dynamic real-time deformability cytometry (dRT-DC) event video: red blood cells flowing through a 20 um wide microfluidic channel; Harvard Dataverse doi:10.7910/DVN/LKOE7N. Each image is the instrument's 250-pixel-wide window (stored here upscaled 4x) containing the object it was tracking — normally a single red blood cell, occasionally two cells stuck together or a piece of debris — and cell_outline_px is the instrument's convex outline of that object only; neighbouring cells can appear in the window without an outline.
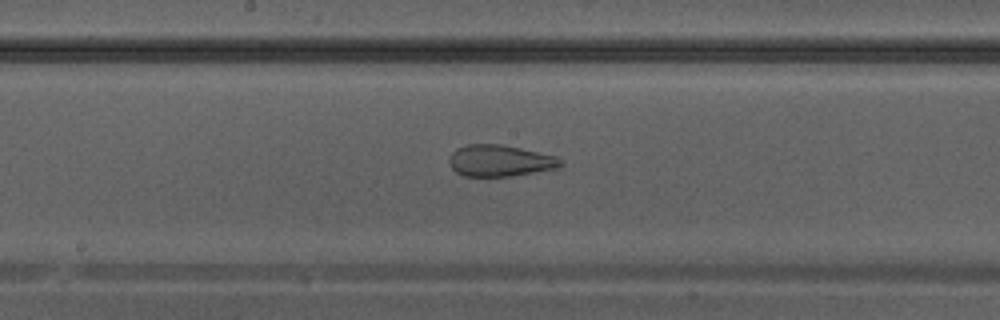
{"species": "Egyptian fruit bat (a non-hibernating species)", "species_latin": "Rousettus aegyptiacus", "temperature_condition": "warm", "stored_images_in_passage": 19, "camera_frame_rate_fps": 3000, "um_per_image_px": 0.085, "animal": {"sex": "male"}, "frame": {"image": 1, "passage_image": 10, "time_ms": 3.0, "image_size_px": [1000, 320], "cell_outline_px": [[564, 164], [560, 168], [508, 176], [464, 176], [456, 172], [452, 168], [448, 160], [448, 156], [456, 148], [468, 144], [500, 144], [520, 148], [556, 156]], "centroid_in_image_um": [42.47, 13.65], "position_along_channel_um": 205.7, "area_um2": 20.46}}
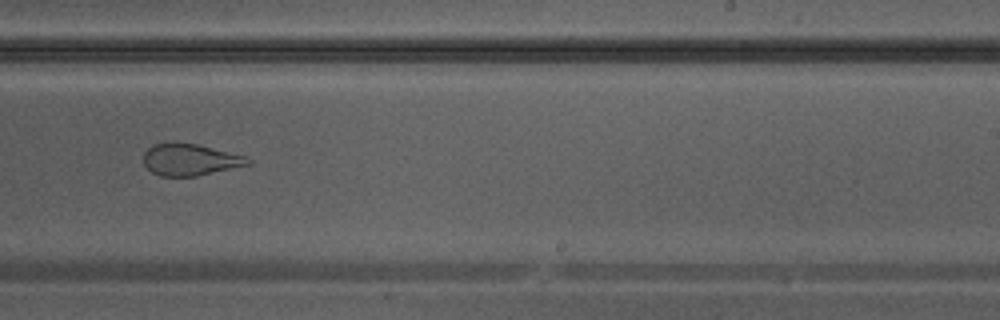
{"frame": {"image": 2, "passage_image": 14, "time_ms": 4.333, "image_size_px": [1000, 320], "cell_outline_px": [[252, 164], [196, 176], [160, 176], [152, 172], [144, 164], [144, 152], [152, 144], [172, 140], [176, 140], [196, 144], [248, 156], [252, 160]], "centroid_in_image_um": [16.16, 13.54], "position_along_channel_um": 272.8, "area_um2": 19.77}}